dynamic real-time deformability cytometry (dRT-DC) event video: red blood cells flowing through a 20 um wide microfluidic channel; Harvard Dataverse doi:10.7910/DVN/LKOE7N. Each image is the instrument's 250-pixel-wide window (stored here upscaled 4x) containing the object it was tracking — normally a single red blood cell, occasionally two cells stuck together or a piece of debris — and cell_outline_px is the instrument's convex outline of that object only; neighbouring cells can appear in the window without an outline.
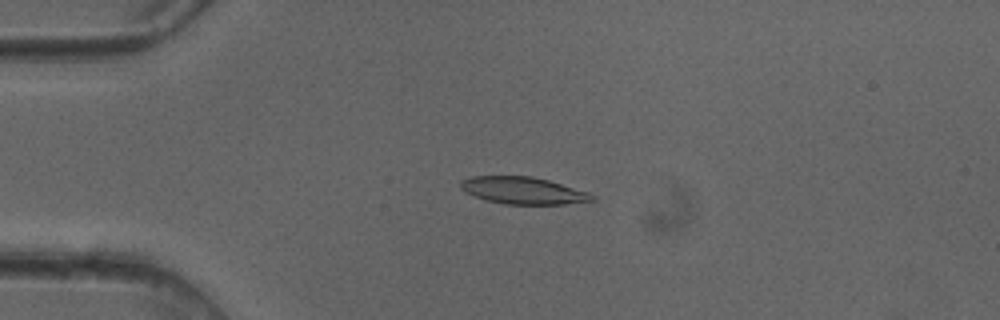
{"species": "common noctule bat (a hibernating species)", "species_latin": "Nyctalus noctula", "temperature_condition": "cold", "stored_images_in_passage": 39, "camera_frame_rate_fps": 3000, "um_per_image_px": 0.085, "animal": {"sex": "female"}, "frame": {"image": 1, "passage_image": 1, "time_ms": 0.0, "image_size_px": [1000, 320], "cell_outline_px": [[596, 200], [564, 204], [504, 204], [488, 200], [464, 192], [460, 188], [460, 180], [472, 176], [532, 176], [548, 180], [588, 192], [596, 196]], "centroid_in_image_um": [44.46, 16.19], "position_along_channel_um": 40.5, "area_um2": 20.69}}
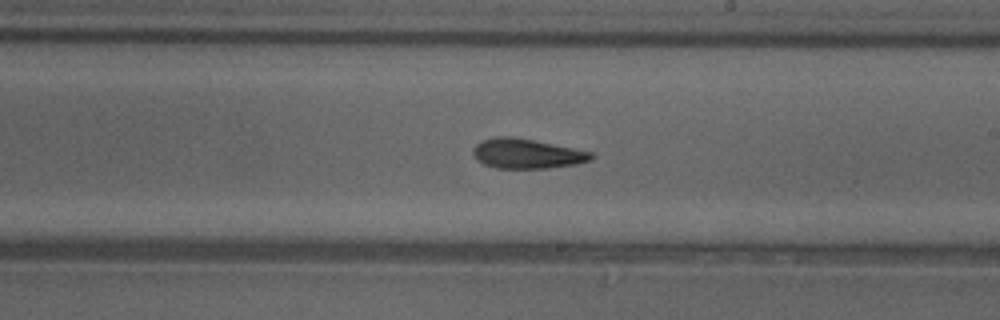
{"frame": {"image": 2, "passage_image": 18, "time_ms": 5.667, "image_size_px": [1000, 320], "cell_outline_px": [[596, 156], [592, 160], [576, 164], [548, 168], [496, 168], [484, 164], [476, 160], [472, 152], [472, 148], [476, 144], [484, 140], [496, 136], [512, 136], [592, 152]], "centroid_in_image_um": [44.77, 13.06], "position_along_channel_um": 244.2, "area_um2": 20.46}}
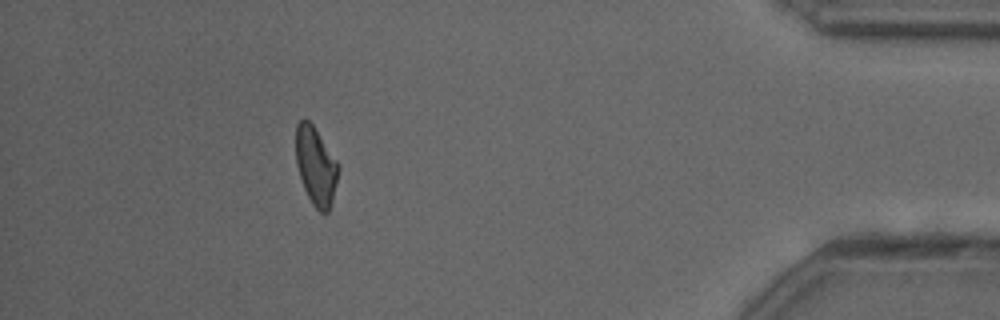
{"frame": {"image": 3, "passage_image": 34, "time_ms": 11.0, "image_size_px": [1000, 320], "cell_outline_px": [[340, 168], [332, 200], [328, 212], [324, 216], [312, 204], [304, 188], [296, 164], [296, 124], [304, 116], [312, 124], [340, 164]], "centroid_in_image_um": [26.85, 14.1], "position_along_channel_um": 408.3, "area_um2": 19.48}, "authors_computed_cell_mechanics": {"area_um2": 19.9988, "velocity_mm_per_s": 4.1025, "shape_relaxation_time_tau1_ms": 9.1459, "shape_relaxation_time_tau2_ms": 4.7455, "deformation_change_tau1": 0.2122, "deformation_change_tau2": 0.1316}}